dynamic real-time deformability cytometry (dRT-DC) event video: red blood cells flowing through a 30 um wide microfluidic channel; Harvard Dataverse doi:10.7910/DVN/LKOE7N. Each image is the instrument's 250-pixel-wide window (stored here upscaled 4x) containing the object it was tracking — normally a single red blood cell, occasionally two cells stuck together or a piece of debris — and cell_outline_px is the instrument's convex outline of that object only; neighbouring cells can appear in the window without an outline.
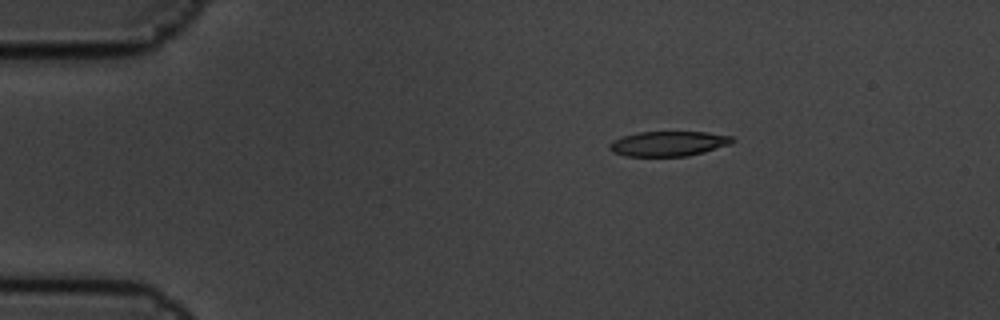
{"species": "common noctule bat (a hibernating species)", "species_latin": "Nyctalus noctula", "temperature_condition": "cold", "stored_images_in_passage": 3, "camera_frame_rate_fps": 3000, "um_per_image_px": 0.085, "animal": {"sex": "male", "body_mass_g": 19.5, "forearm_length_mm": 54.6}, "frame": {"image": 1, "passage_image": 1, "time_ms": 0.0, "image_size_px": [1000, 320], "cell_outline_px": [[736, 140], [732, 144], [704, 152], [688, 156], [624, 156], [612, 152], [608, 148], [608, 144], [612, 140], [636, 132], [708, 132], [732, 136]], "centroid_in_image_um": [56.82, 12.21], "position_along_channel_um": 28.2, "area_um2": 18.09}}